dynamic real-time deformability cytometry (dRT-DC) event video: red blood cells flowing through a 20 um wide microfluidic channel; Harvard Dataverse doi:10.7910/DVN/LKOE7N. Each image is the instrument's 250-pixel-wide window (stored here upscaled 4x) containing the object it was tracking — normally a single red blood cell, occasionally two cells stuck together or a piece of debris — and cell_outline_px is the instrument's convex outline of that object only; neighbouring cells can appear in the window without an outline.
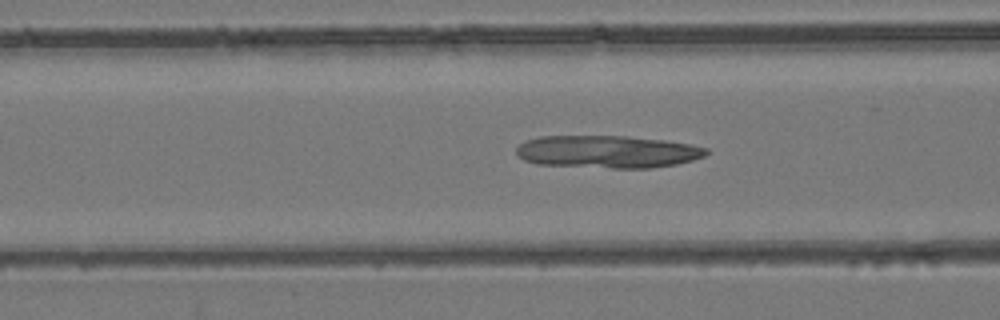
{"species": "common noctule bat (a hibernating species)", "species_latin": "Nyctalus noctula", "temperature_condition": "room temperature", "stored_images_in_passage": 26, "camera_frame_rate_fps": 3000, "um_per_image_px": 0.085, "animal": {"sex": "female", "body_mass_g": 24.6, "forearm_length_mm": 56.2}, "frame": {"image": 1, "passage_image": 5, "time_ms": 1.333, "image_size_px": [1000, 320], "cell_outline_px": [[708, 152], [704, 156], [692, 160], [676, 164], [648, 168], [612, 168], [536, 164], [524, 160], [516, 152], [516, 148], [524, 140], [540, 136], [624, 136], [664, 140], [688, 144], [708, 148]], "centroid_in_image_um": [51.6, 12.89], "position_along_channel_um": 115.0, "area_um2": 35.95}}
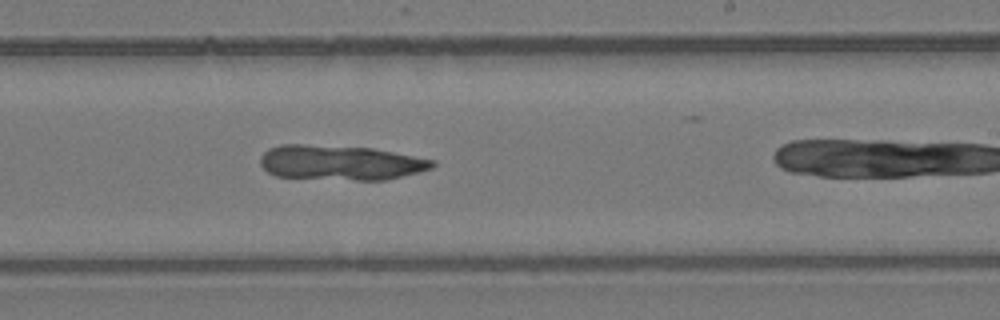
{"frame": {"image": 2, "passage_image": 16, "time_ms": 5.0, "image_size_px": [1000, 320], "cell_outline_px": [[436, 164], [432, 168], [384, 180], [356, 180], [276, 176], [268, 172], [260, 164], [260, 156], [268, 148], [280, 144], [304, 144], [372, 148], [436, 160]], "centroid_in_image_um": [28.91, 13.81], "position_along_channel_um": 260.1, "area_um2": 34.85}}
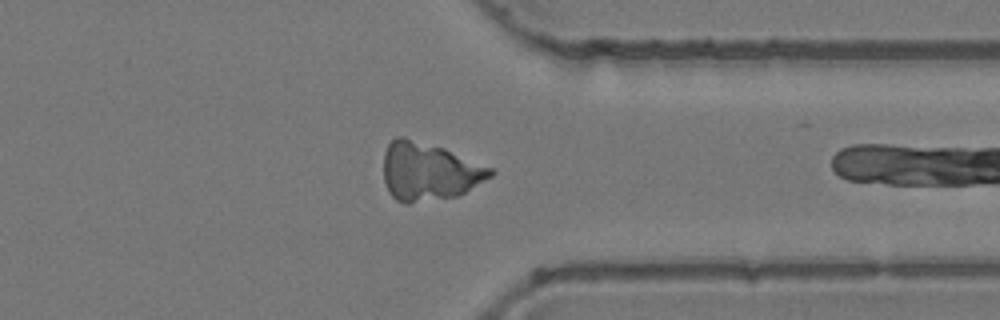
{"frame": {"image": 3, "passage_image": 25, "time_ms": 8.0, "image_size_px": [1000, 320], "cell_outline_px": [[496, 172], [492, 176], [464, 192], [456, 196], [408, 204], [404, 204], [396, 200], [388, 192], [384, 180], [384, 152], [388, 144], [396, 136], [404, 136], [444, 148], [492, 168]], "centroid_in_image_um": [36.43, 14.58], "position_along_channel_um": 375.0, "area_um2": 36.13}}